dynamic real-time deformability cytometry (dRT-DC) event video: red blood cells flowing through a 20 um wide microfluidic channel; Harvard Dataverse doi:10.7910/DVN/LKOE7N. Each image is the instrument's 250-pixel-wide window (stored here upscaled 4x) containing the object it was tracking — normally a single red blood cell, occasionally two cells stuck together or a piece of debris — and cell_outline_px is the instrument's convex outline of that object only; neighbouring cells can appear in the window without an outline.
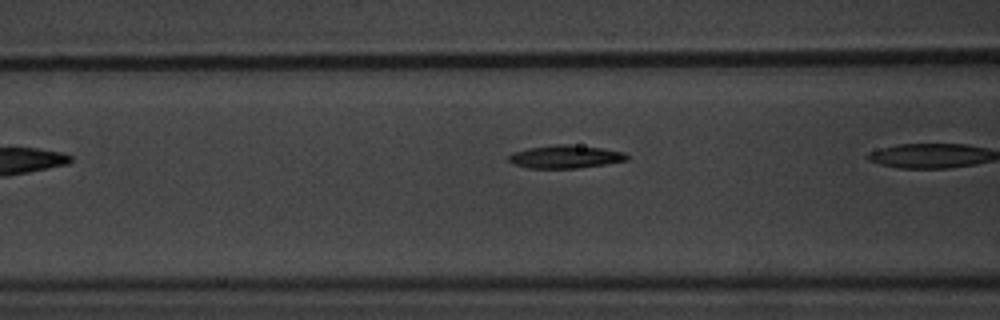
{"species": "common noctule bat (a hibernating species)", "species_latin": "Nyctalus noctula", "temperature_condition": "warm", "stored_images_in_passage": 13, "camera_frame_rate_fps": 3000, "um_per_image_px": 0.085, "animal": {"sex": "male", "body_mass_g": 20.1, "forearm_length_mm": 53.5}, "frame": {"image": 1, "passage_image": 4, "time_ms": 4.667, "image_size_px": [1000, 320], "cell_outline_px": [[628, 160], [604, 164], [576, 168], [528, 168], [512, 164], [508, 160], [508, 156], [512, 152], [528, 148], [556, 144], [568, 144], [600, 148], [624, 152], [628, 156]], "centroid_in_image_um": [48.01, 13.32], "position_along_channel_um": 118.6, "area_um2": 15.78}, "authors_computed_cell_mechanics": {"area_um2": 16.5886, "velocity_mm_per_s": 3.6004, "shape_relaxation_time_tau1_ms": null, "shape_relaxation_time_tau2_ms": 1.9335, "deformation_change_tau1": null, "deformation_change_tau2": 0.066}}